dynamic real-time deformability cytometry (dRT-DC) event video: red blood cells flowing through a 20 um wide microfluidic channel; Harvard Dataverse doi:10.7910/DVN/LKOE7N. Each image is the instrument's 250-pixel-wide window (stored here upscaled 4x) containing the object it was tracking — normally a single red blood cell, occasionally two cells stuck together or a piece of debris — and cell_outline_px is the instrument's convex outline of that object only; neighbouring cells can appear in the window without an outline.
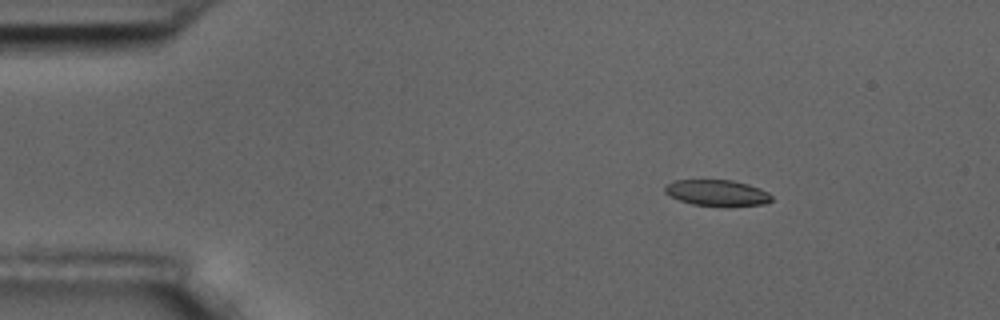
{"species": "common noctule bat (a hibernating species)", "species_latin": "Nyctalus noctula", "temperature_condition": "room temperature", "stored_images_in_passage": 4, "camera_frame_rate_fps": 3000, "um_per_image_px": 0.085, "animal": {"sex": "male", "body_mass_g": 17.5, "forearm_length_mm": 52.3}, "frame": {"image": 1, "passage_image": 2, "time_ms": 1.0, "image_size_px": [1000, 320], "cell_outline_px": [[772, 200], [764, 204], [692, 204], [680, 200], [664, 192], [664, 188], [672, 180], [732, 180], [748, 184], [760, 188], [768, 192], [772, 196]], "centroid_in_image_um": [60.94, 16.35], "position_along_channel_um": 24.1, "area_um2": 15.55}}